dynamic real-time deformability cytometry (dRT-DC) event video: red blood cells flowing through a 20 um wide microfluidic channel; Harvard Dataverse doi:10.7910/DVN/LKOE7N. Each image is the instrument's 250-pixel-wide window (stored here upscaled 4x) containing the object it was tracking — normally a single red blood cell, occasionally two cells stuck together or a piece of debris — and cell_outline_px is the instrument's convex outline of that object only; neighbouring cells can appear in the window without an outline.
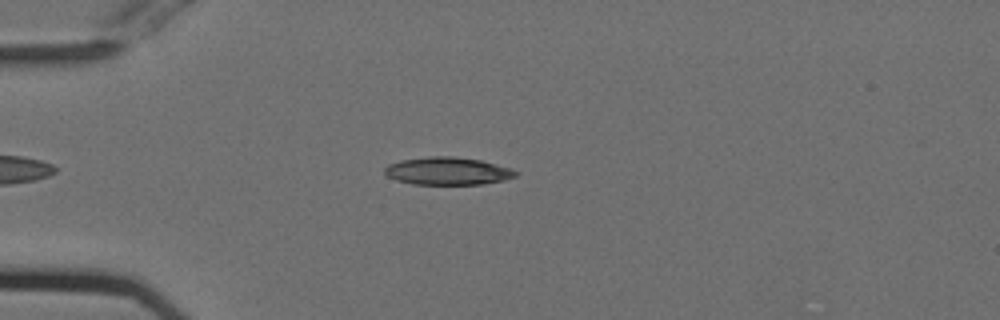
{"species": "Egyptian fruit bat (a non-hibernating species)", "species_latin": "Rousettus aegyptiacus", "temperature_condition": "cold", "stored_images_in_passage": 49, "camera_frame_rate_fps": 3000, "um_per_image_px": 0.085, "animal": {"sex": "female"}, "frame": {"image": 1, "passage_image": 10, "time_ms": 3.0, "image_size_px": [1000, 320], "cell_outline_px": [[516, 176], [504, 180], [484, 184], [412, 184], [396, 180], [388, 176], [384, 172], [384, 168], [388, 164], [400, 160], [428, 156], [452, 156], [480, 160], [508, 168], [516, 172]], "centroid_in_image_um": [37.99, 14.54], "position_along_channel_um": 47.0, "area_um2": 20.98}}
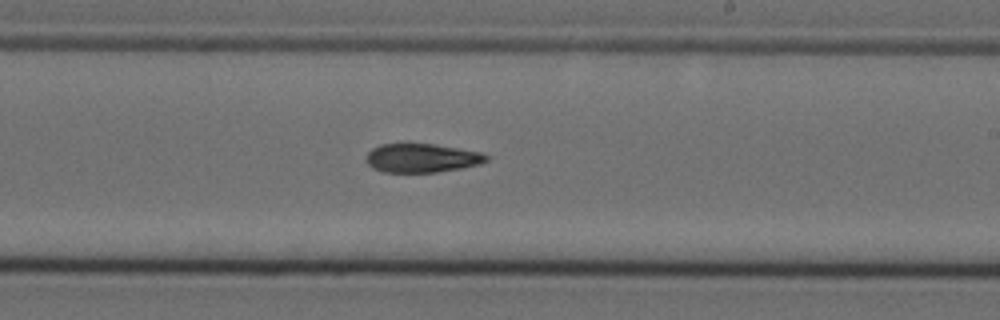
{"frame": {"image": 2, "passage_image": 28, "time_ms": 9.0, "image_size_px": [1000, 320], "cell_outline_px": [[488, 160], [480, 164], [460, 168], [436, 172], [384, 172], [372, 168], [364, 160], [364, 156], [372, 148], [380, 144], [436, 144], [484, 152], [488, 156]], "centroid_in_image_um": [35.84, 13.42], "position_along_channel_um": 253.2, "area_um2": 20.4}}
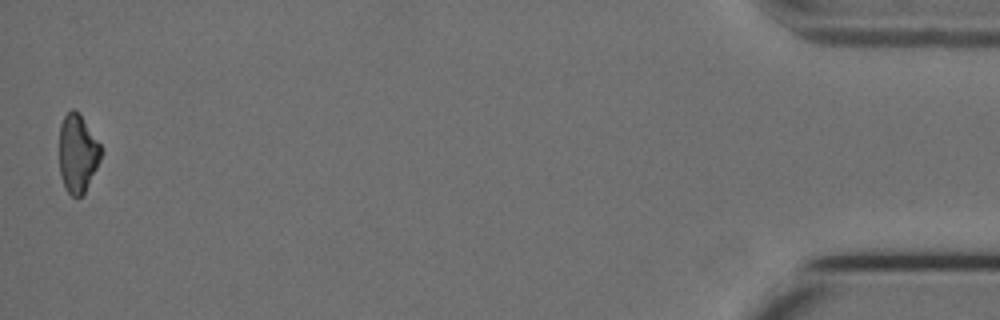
{"frame": {"image": 3, "passage_image": 49, "time_ms": 16.0, "image_size_px": [1000, 320], "cell_outline_px": [[104, 148], [100, 160], [84, 192], [80, 196], [72, 196], [64, 188], [60, 176], [60, 124], [64, 116], [72, 108], [80, 112]], "centroid_in_image_um": [6.62, 12.99], "position_along_channel_um": 428.6, "area_um2": 19.25}, "authors_computed_cell_mechanics": {"area_um2": 20.6346, "velocity_mm_per_s": 3.7499, "shape_relaxation_time_tau1_ms": 6.8592, "shape_relaxation_time_tau2_ms": null, "deformation_change_tau1": 0.1784, "deformation_change_tau2": null}}